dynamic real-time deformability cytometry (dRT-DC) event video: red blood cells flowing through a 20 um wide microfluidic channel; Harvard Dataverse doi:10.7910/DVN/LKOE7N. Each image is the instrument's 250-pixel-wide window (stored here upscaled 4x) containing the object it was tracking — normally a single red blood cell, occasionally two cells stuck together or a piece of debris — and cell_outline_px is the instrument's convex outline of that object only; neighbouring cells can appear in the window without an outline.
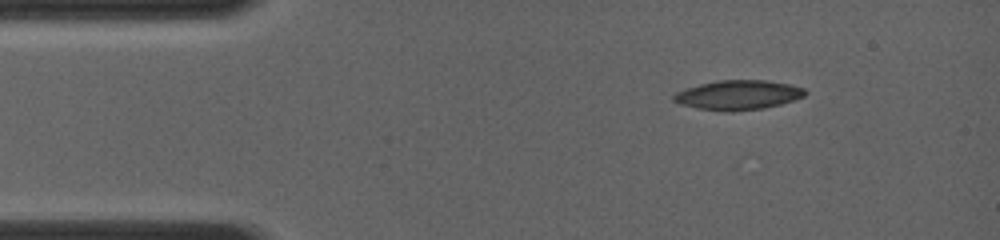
{"species": "common noctule bat (a hibernating species)", "species_latin": "Nyctalus noctula", "temperature_condition": "room temperature", "stored_images_in_passage": 13, "camera_frame_rate_fps": 4000, "um_per_image_px": 0.085, "animal": {"sex": "female", "body_mass_g": 19.0, "forearm_length_mm": 56.7}, "frame": {"image": 1, "passage_image": 1, "time_ms": 0.0, "image_size_px": [1000, 240], "cell_outline_px": [[808, 92], [804, 96], [780, 104], [764, 108], [732, 112], [724, 112], [700, 108], [680, 104], [672, 100], [672, 96], [676, 92], [700, 84], [716, 80], [768, 80], [788, 84], [804, 88]], "centroid_in_image_um": [62.74, 8.07], "position_along_channel_um": 22.3, "area_um2": 22.6}}
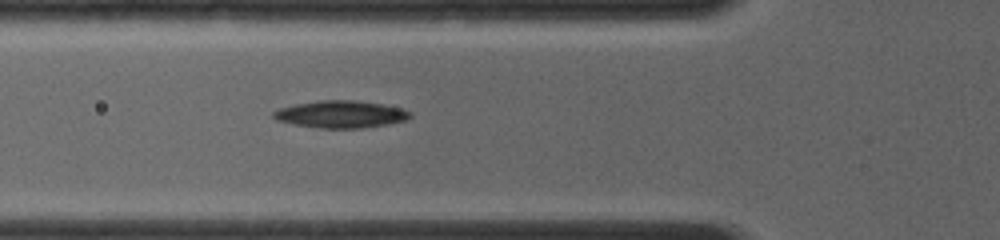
{"frame": {"image": 2, "passage_image": 10, "time_ms": 3.25, "image_size_px": [1000, 240], "cell_outline_px": [[412, 116], [404, 120], [388, 124], [360, 128], [320, 128], [292, 124], [276, 120], [272, 116], [272, 112], [280, 108], [296, 104], [320, 100], [356, 100], [384, 104], [400, 108], [412, 112]], "centroid_in_image_um": [28.96, 9.71], "position_along_channel_um": 96.8, "area_um2": 21.68}}
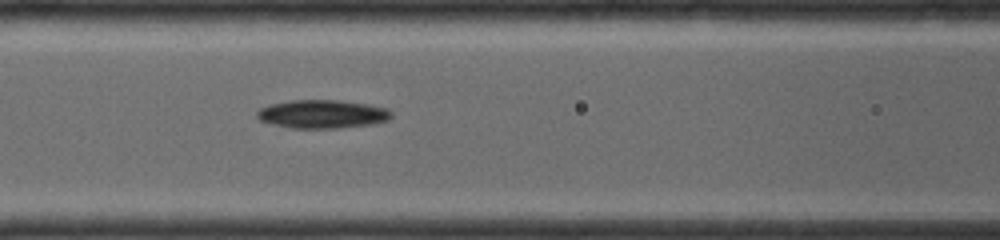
{"frame": {"image": 3, "passage_image": 13, "time_ms": 4.25, "image_size_px": [1000, 240], "cell_outline_px": [[392, 116], [388, 120], [372, 124], [340, 128], [292, 128], [272, 124], [260, 120], [256, 116], [256, 112], [260, 108], [268, 104], [292, 100], [340, 100], [368, 104], [388, 108], [392, 112]], "centroid_in_image_um": [27.4, 9.69], "position_along_channel_um": 139.2, "area_um2": 22.43}}